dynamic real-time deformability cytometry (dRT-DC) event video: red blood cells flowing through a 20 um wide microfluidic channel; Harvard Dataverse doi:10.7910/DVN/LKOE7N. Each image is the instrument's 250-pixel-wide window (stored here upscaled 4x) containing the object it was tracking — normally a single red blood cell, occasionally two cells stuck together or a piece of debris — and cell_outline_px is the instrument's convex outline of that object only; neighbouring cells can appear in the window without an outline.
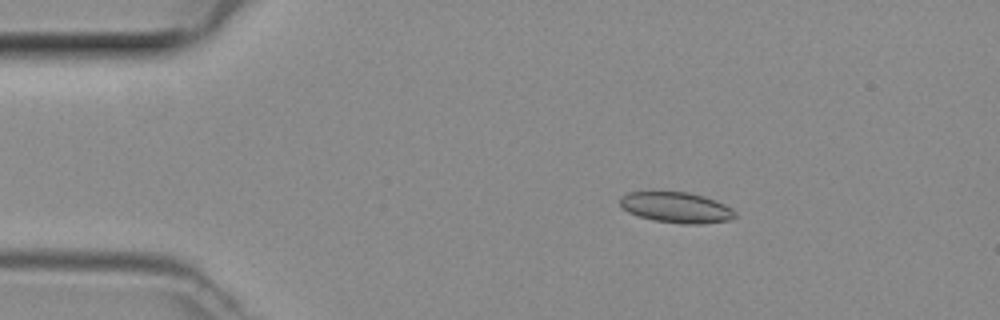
{"species": "common noctule bat (a hibernating species)", "species_latin": "Nyctalus noctula", "temperature_condition": "room temperature", "stored_images_in_passage": 48, "camera_frame_rate_fps": 3000, "um_per_image_px": 0.085, "animal": {"sex": "female", "body_mass_g": 29.2, "forearm_length_mm": 56.3}, "frame": {"image": 1, "passage_image": 8, "time_ms": 2.333, "image_size_px": [1000, 320], "cell_outline_px": [[736, 216], [732, 220], [700, 224], [680, 224], [652, 220], [628, 212], [620, 204], [620, 196], [628, 192], [688, 192], [704, 196], [716, 200], [732, 208], [736, 212]], "centroid_in_image_um": [57.52, 17.64], "position_along_channel_um": 27.5, "area_um2": 20.69}}
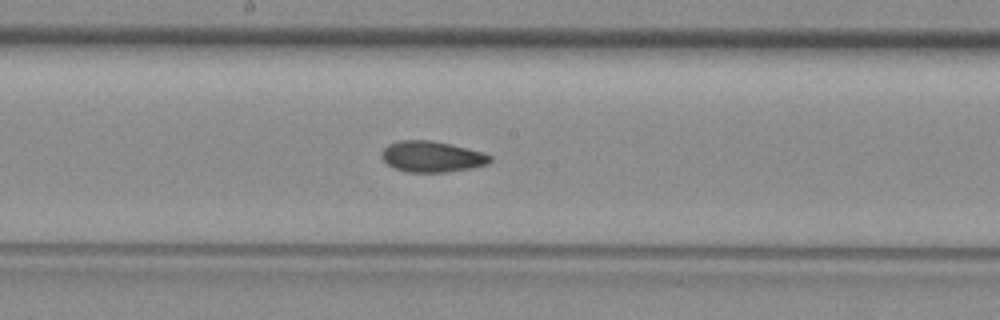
{"frame": {"image": 2, "passage_image": 25, "time_ms": 8.0, "image_size_px": [1000, 320], "cell_outline_px": [[492, 160], [488, 164], [472, 168], [448, 172], [408, 172], [396, 168], [388, 164], [380, 156], [380, 152], [388, 144], [400, 140], [432, 140], [484, 152], [492, 156]], "centroid_in_image_um": [36.72, 13.31], "position_along_channel_um": 211.5, "area_um2": 19.65}}
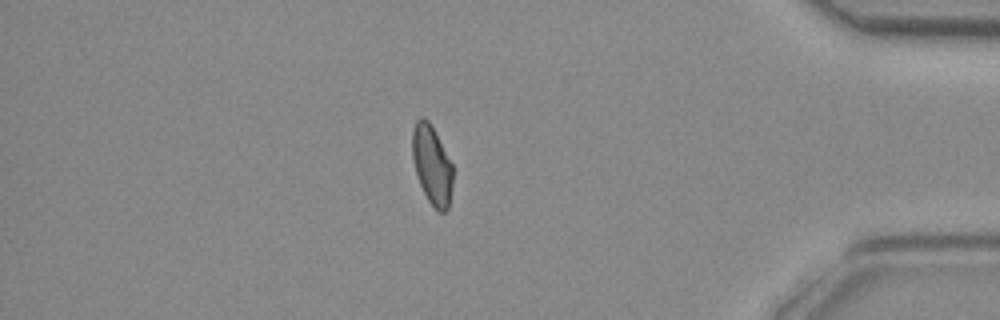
{"frame": {"image": 3, "passage_image": 41, "time_ms": 13.333, "image_size_px": [1000, 320], "cell_outline_px": [[452, 184], [448, 208], [444, 212], [436, 212], [428, 200], [420, 184], [416, 172], [412, 156], [412, 132], [416, 120], [420, 116], [424, 116], [428, 120], [452, 164]], "centroid_in_image_um": [36.7, 14.03], "position_along_channel_um": 398.5, "area_um2": 18.44}}